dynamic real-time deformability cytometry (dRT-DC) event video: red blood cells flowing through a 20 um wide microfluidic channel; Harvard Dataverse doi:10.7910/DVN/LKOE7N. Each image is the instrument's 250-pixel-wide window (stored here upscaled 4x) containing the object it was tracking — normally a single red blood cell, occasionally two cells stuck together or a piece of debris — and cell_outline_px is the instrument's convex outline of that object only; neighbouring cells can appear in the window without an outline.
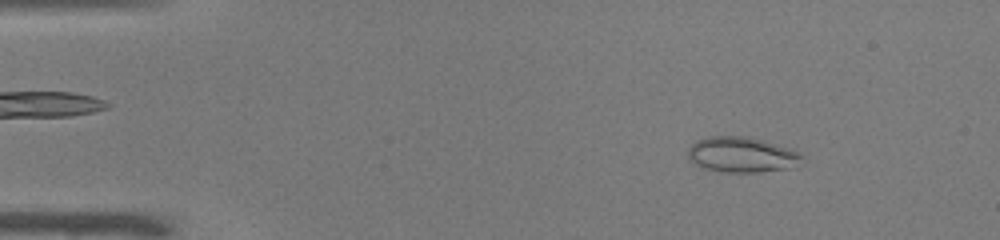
{"species": "common noctule bat (a hibernating species)", "species_latin": "Nyctalus noctula", "temperature_condition": "warm", "stored_images_in_passage": 50, "camera_frame_rate_fps": 3000, "um_per_image_px": 0.085, "animal": {"sex": "male", "body_mass_g": 19.0, "forearm_length_mm": 50.8}, "frame": {"image": 1, "passage_image": 6, "time_ms": 1.667, "image_size_px": [1000, 240], "cell_outline_px": [[804, 156], [796, 168], [760, 172], [724, 172], [700, 168], [688, 160], [688, 148], [696, 140], [708, 136], [748, 136], [792, 148], [800, 152]], "centroid_in_image_um": [63.07, 13.15], "position_along_channel_um": 21.9, "area_um2": 24.16}}
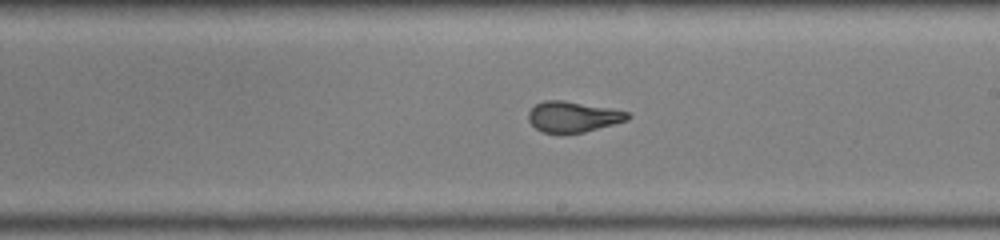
{"frame": {"image": 2, "passage_image": 29, "time_ms": 9.333, "image_size_px": [1000, 240], "cell_outline_px": [[632, 116], [628, 120], [584, 132], [564, 136], [544, 132], [536, 128], [528, 120], [528, 112], [536, 104], [544, 100], [564, 100], [612, 108], [628, 112]], "centroid_in_image_um": [48.7, 9.95], "position_along_channel_um": 240.3, "area_um2": 18.21}}
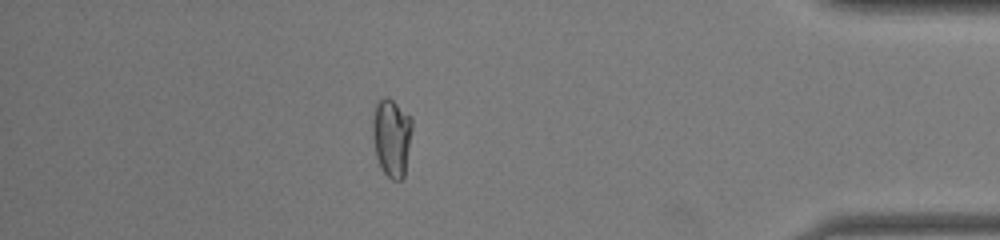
{"frame": {"image": 3, "passage_image": 44, "time_ms": 14.333, "image_size_px": [1000, 240], "cell_outline_px": [[412, 128], [404, 176], [400, 180], [392, 180], [380, 168], [376, 156], [372, 136], [372, 120], [376, 104], [384, 96], [388, 96], [412, 116]], "centroid_in_image_um": [33.28, 11.65], "position_along_channel_um": 401.9, "area_um2": 18.15}}